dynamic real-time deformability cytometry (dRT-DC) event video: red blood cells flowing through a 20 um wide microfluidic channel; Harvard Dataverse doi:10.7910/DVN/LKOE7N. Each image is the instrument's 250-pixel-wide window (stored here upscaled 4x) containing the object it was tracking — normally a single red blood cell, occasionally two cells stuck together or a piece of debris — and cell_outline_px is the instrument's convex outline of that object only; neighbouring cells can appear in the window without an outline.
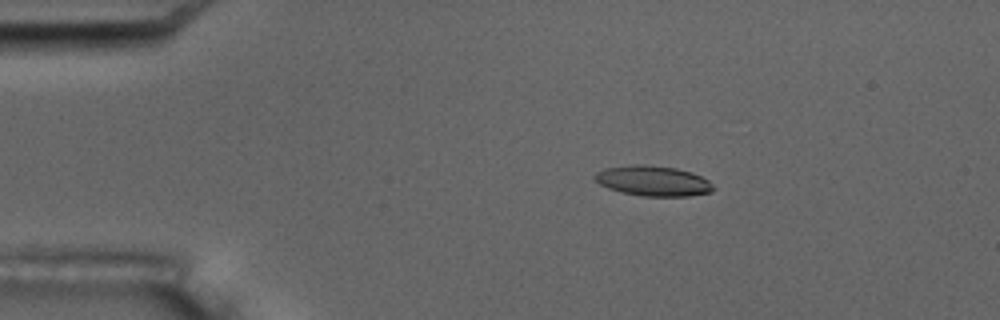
{"species": "common noctule bat (a hibernating species)", "species_latin": "Nyctalus noctula", "temperature_condition": "room temperature", "stored_images_in_passage": 3, "camera_frame_rate_fps": 3000, "um_per_image_px": 0.085, "animal": {"sex": "male", "body_mass_g": 17.5, "forearm_length_mm": 52.3}, "frame": {"image": 1, "passage_image": 1, "time_ms": 0.0, "image_size_px": [1000, 320], "cell_outline_px": [[716, 188], [712, 192], [688, 196], [640, 196], [608, 188], [600, 184], [592, 176], [596, 172], [604, 168], [632, 164], [644, 164], [676, 168], [692, 172], [708, 180]], "centroid_in_image_um": [55.52, 15.37], "position_along_channel_um": 29.5, "area_um2": 20.98}}